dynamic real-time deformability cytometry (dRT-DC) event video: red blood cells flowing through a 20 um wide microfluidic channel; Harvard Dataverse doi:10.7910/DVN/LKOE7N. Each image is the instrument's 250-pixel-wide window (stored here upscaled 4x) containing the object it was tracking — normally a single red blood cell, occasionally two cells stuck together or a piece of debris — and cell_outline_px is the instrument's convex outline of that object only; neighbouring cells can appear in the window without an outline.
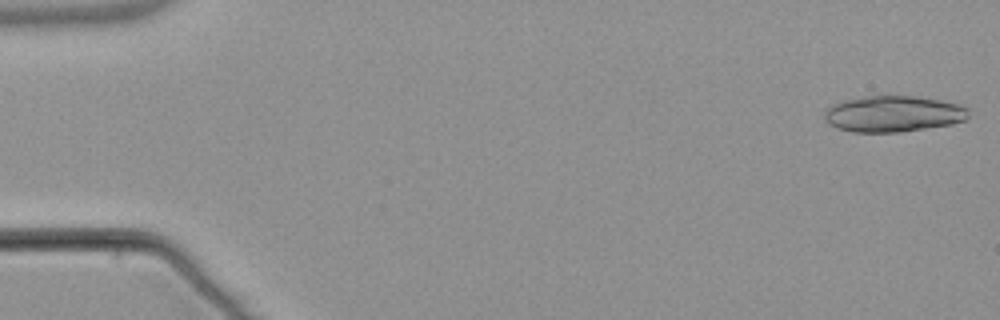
{"species": "common noctule bat (a hibernating species)", "species_latin": "Nyctalus noctula", "temperature_condition": "warm", "stored_images_in_passage": 23, "camera_frame_rate_fps": 3000, "um_per_image_px": 0.085, "animal": {"sex": "male", "body_mass_g": 21.5, "forearm_length_mm": 52.0}, "frame": {"image": 1, "passage_image": 1, "time_ms": 0.0, "image_size_px": [1000, 320], "cell_outline_px": [[968, 120], [952, 124], [900, 132], [852, 132], [836, 128], [828, 124], [824, 116], [824, 112], [828, 104], [876, 92], [916, 96], [940, 100], [956, 104], [968, 108]], "centroid_in_image_um": [75.86, 9.63], "position_along_channel_um": 9.1, "area_um2": 31.5}}